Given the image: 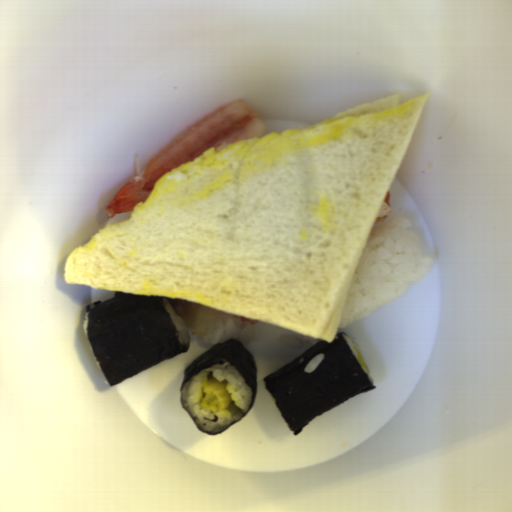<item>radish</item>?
<instances>
[{"mask_svg": "<svg viewBox=\"0 0 512 512\" xmlns=\"http://www.w3.org/2000/svg\"><path fill=\"white\" fill-rule=\"evenodd\" d=\"M355 351H356V361L360 364V366H362L363 368H365L366 370V373H370V370L361 354V352L359 351V349L355 346L354 347Z\"/></svg>", "mask_w": 512, "mask_h": 512, "instance_id": "8e3532e8", "label": "radish"}, {"mask_svg": "<svg viewBox=\"0 0 512 512\" xmlns=\"http://www.w3.org/2000/svg\"><path fill=\"white\" fill-rule=\"evenodd\" d=\"M227 383L216 378H208L203 384L204 396L201 403L205 406L215 407L216 411L229 408L231 397L226 389Z\"/></svg>", "mask_w": 512, "mask_h": 512, "instance_id": "1f323893", "label": "radish"}]
</instances>
